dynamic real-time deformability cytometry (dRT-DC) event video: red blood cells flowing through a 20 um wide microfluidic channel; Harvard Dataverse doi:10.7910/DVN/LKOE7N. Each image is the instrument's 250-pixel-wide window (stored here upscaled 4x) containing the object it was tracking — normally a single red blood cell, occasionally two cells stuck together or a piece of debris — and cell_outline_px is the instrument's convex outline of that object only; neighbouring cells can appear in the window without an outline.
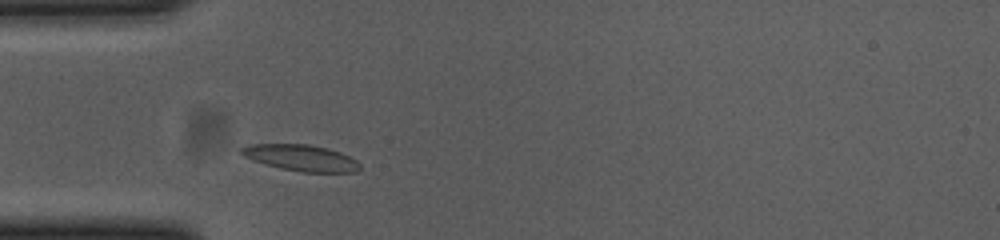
{"species": "common noctule bat (a hibernating species)", "species_latin": "Nyctalus noctula", "temperature_condition": "cold", "stored_images_in_passage": 34, "camera_frame_rate_fps": 3000, "um_per_image_px": 0.085, "animal": {"sex": "female", "body_mass_g": 23.0, "forearm_length_mm": 53.4}, "frame": {"image": 1, "passage_image": 5, "time_ms": 1.333, "image_size_px": [1000, 240], "cell_outline_px": [[360, 168], [356, 172], [300, 172], [280, 168], [264, 164], [252, 160], [244, 156], [240, 152], [240, 148], [248, 144], [308, 144], [328, 148], [340, 152], [356, 160], [360, 164]], "centroid_in_image_um": [25.57, 13.41], "position_along_channel_um": 59.4, "area_um2": 18.21}}
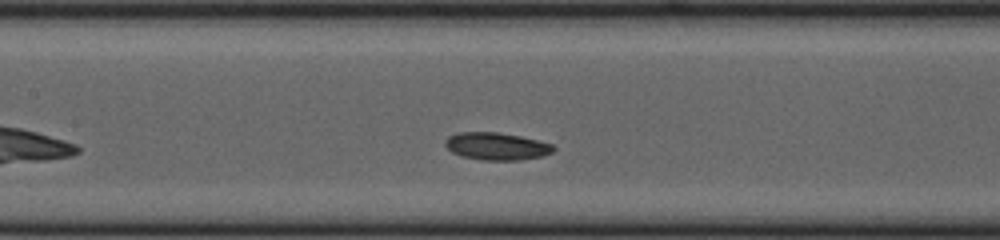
{"frame": {"image": 2, "passage_image": 14, "time_ms": 4.333, "image_size_px": [1000, 240], "cell_outline_px": [[556, 148], [552, 152], [540, 156], [520, 160], [484, 160], [464, 156], [452, 152], [444, 144], [444, 140], [448, 136], [460, 132], [496, 132], [520, 136], [552, 144]], "centroid_in_image_um": [42.19, 12.42], "position_along_channel_um": 165.2, "area_um2": 17.11}}
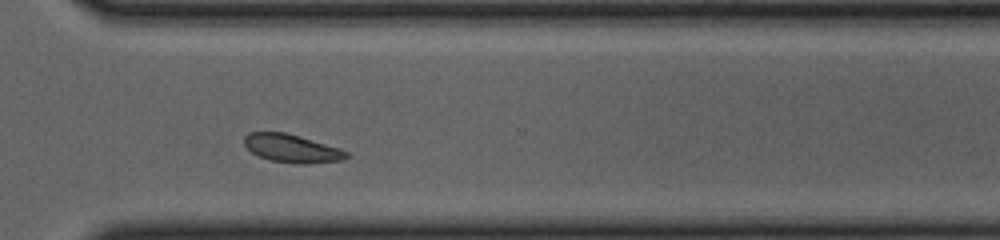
{"frame": {"image": 3, "passage_image": 29, "time_ms": 9.333, "image_size_px": [1000, 240], "cell_outline_px": [[348, 156], [344, 160], [308, 164], [300, 164], [272, 160], [260, 156], [252, 152], [244, 144], [244, 136], [248, 132], [284, 132], [300, 136], [340, 148], [348, 152]], "centroid_in_image_um": [24.83, 12.61], "position_along_channel_um": 345.8, "area_um2": 16.7}, "authors_computed_cell_mechanics": {"area_um2": 17.1088, "velocity_mm_per_s": 3.6134, "shape_relaxation_time_tau1_ms": 1.073, "shape_relaxation_time_tau2_ms": null, "deformation_change_tau1": 0.0598, "deformation_change_tau2": null}}